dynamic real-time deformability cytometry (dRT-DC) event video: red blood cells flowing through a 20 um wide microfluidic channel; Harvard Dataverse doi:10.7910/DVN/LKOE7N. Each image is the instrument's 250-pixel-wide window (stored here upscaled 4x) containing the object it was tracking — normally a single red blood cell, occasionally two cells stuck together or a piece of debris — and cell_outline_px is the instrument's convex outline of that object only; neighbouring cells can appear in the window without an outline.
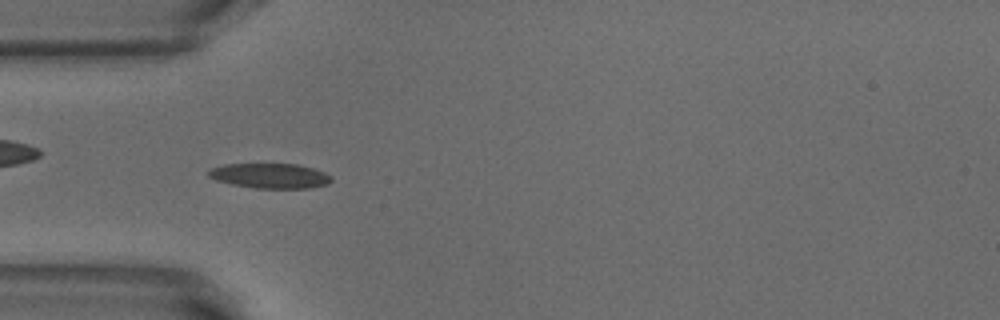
{"species": "common noctule bat (a hibernating species)", "species_latin": "Nyctalus noctula", "temperature_condition": "warm", "stored_images_in_passage": 51, "camera_frame_rate_fps": 3000, "um_per_image_px": 0.085, "animal": {"sex": "male", "body_mass_g": 18.8}, "frame": {"image": 1, "passage_image": 15, "time_ms": 4.667, "image_size_px": [1000, 320], "cell_outline_px": [[332, 180], [328, 184], [312, 188], [256, 188], [232, 184], [216, 180], [208, 176], [208, 168], [224, 164], [296, 164], [312, 168], [324, 172], [332, 176]], "centroid_in_image_um": [22.95, 14.94], "position_along_channel_um": 62.1, "area_um2": 17.92}}
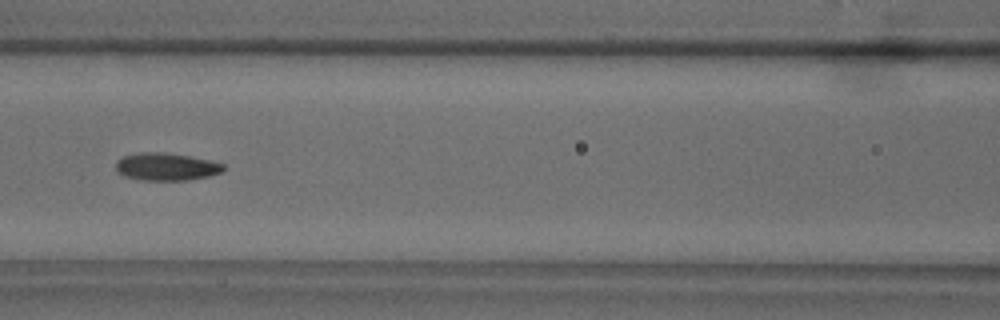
{"frame": {"image": 2, "passage_image": 22, "time_ms": 7.0, "image_size_px": [1000, 320], "cell_outline_px": [[224, 172], [208, 176], [188, 180], [144, 180], [124, 176], [116, 168], [116, 160], [124, 156], [136, 152], [164, 152], [188, 156], [208, 160], [224, 164]], "centroid_in_image_um": [14.13, 14.16], "position_along_channel_um": 152.5, "area_um2": 17.22}}
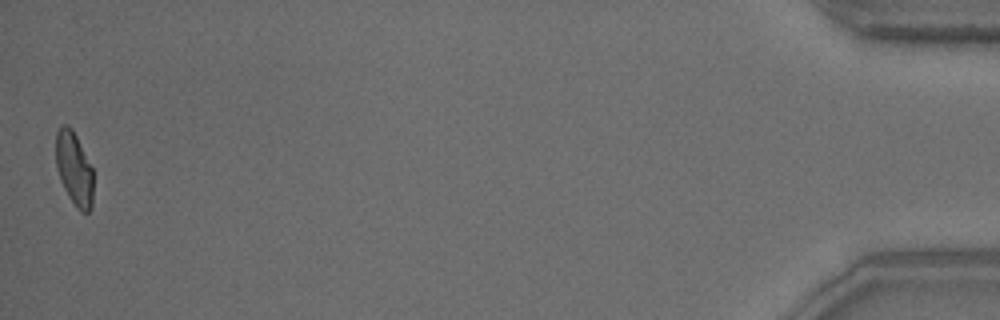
{"frame": {"image": 3, "passage_image": 51, "time_ms": 16.667, "image_size_px": [1000, 320], "cell_outline_px": [[92, 208], [88, 212], [80, 212], [76, 208], [68, 196], [60, 180], [56, 168], [56, 132], [60, 124], [68, 124], [72, 128], [92, 168]], "centroid_in_image_um": [6.28, 14.34], "position_along_channel_um": 428.9, "area_um2": 16.07}, "authors_computed_cell_mechanics": {"area_um2": 16.9354, "velocity_mm_per_s": 3.8531, "shape_relaxation_time_tau1_ms": 6.163, "shape_relaxation_time_tau2_ms": 2.5769, "deformation_change_tau1": 0.1769, "deformation_change_tau2": 0.0843}}